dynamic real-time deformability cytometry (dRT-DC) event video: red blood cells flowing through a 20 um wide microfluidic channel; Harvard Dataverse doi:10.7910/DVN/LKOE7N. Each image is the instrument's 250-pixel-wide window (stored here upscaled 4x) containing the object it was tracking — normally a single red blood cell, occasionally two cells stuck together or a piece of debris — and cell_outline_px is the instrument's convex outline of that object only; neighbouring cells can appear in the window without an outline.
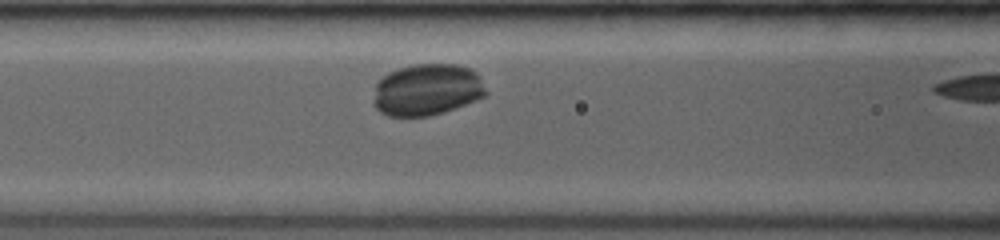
{"species": "common noctule bat (a hibernating species)", "species_latin": "Nyctalus noctula", "temperature_condition": "room temperature", "stored_images_in_passage": 8, "camera_frame_rate_fps": 3500, "um_per_image_px": 0.085, "animal": {"sex": "female", "body_mass_g": 19.0, "forearm_length_mm": 53.3}, "frame": {"image": 1, "passage_image": 3, "time_ms": 1.429, "image_size_px": [1000, 240], "cell_outline_px": [[488, 92], [484, 96], [476, 100], [444, 112], [428, 116], [388, 116], [380, 112], [372, 104], [372, 100], [376, 84], [388, 72], [400, 68], [416, 64], [456, 64], [468, 68], [476, 72], [480, 76]], "centroid_in_image_um": [36.29, 7.63], "position_along_channel_um": 130.3, "area_um2": 34.04}}